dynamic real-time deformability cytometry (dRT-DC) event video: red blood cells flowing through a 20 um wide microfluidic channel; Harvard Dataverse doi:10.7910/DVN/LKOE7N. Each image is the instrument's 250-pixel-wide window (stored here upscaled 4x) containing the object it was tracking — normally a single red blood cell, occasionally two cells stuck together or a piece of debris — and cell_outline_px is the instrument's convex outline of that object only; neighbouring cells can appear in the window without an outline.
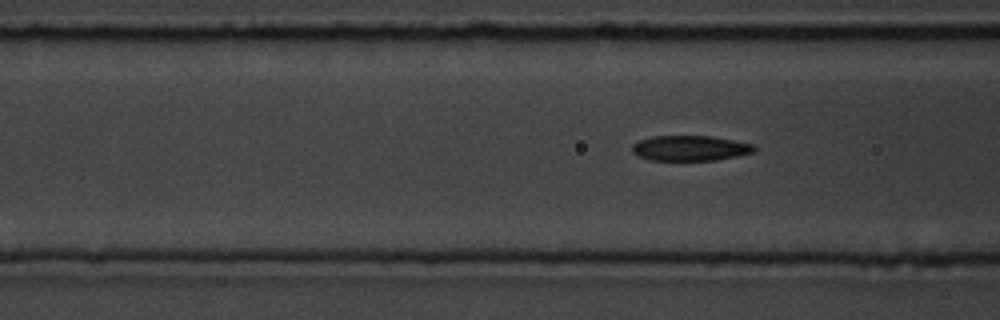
{"species": "common noctule bat (a hibernating species)", "species_latin": "Nyctalus noctula", "temperature_condition": "room temperature", "stored_images_in_passage": 7, "segment_of_instrument_passage": [2, 2], "camera_frame_rate_fps": 3000, "um_per_image_px": 0.085, "animal": {"sex": "male", "body_mass_g": 19.5, "forearm_length_mm": 54.6}, "frame": {"image": 1, "passage_image": 7, "time_ms": 8.667, "image_size_px": [1000, 320], "cell_outline_px": [[756, 148], [752, 152], [736, 156], [716, 160], [652, 160], [636, 156], [632, 152], [632, 144], [640, 140], [652, 136], [712, 136], [756, 144]], "centroid_in_image_um": [58.65, 12.59], "position_along_channel_um": 107.9, "area_um2": 18.03}}